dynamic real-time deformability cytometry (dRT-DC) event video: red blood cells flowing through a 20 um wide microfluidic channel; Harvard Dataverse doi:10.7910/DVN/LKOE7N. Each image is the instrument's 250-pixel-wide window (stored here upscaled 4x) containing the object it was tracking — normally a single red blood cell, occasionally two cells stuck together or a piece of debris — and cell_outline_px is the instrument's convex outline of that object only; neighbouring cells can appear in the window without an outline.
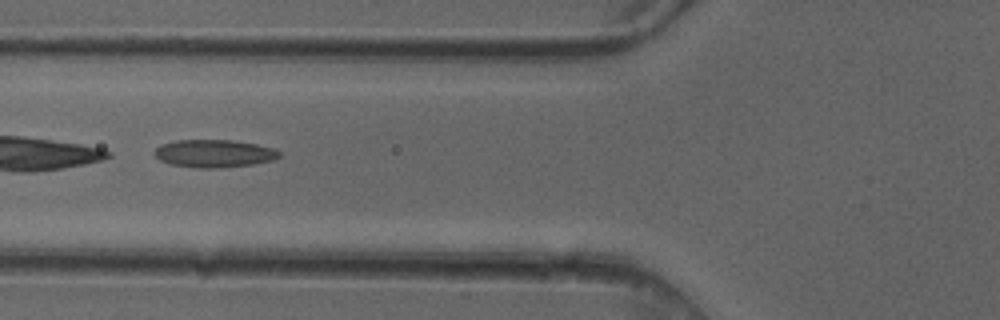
{"species": "common noctule bat (a hibernating species)", "species_latin": "Nyctalus noctula", "temperature_condition": "cold", "stored_images_in_passage": 6, "camera_frame_rate_fps": 3000, "um_per_image_px": 0.085, "animal": {"sex": "female"}, "frame": {"image": 1, "passage_image": 6, "time_ms": 1.667, "image_size_px": [1000, 320], "cell_outline_px": [[280, 156], [272, 160], [252, 164], [220, 168], [200, 168], [168, 164], [160, 160], [152, 152], [160, 144], [176, 140], [232, 140], [256, 144], [272, 148], [280, 152]], "centroid_in_image_um": [18.15, 13.04], "position_along_channel_um": 107.7, "area_um2": 20.17}}